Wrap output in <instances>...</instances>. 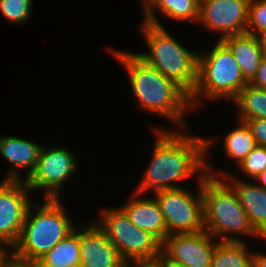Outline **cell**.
Returning a JSON list of instances; mask_svg holds the SVG:
<instances>
[{"instance_id": "1", "label": "cell", "mask_w": 266, "mask_h": 267, "mask_svg": "<svg viewBox=\"0 0 266 267\" xmlns=\"http://www.w3.org/2000/svg\"><path fill=\"white\" fill-rule=\"evenodd\" d=\"M157 131L150 165L135 192L182 188L173 182L185 181L197 173L206 174L207 150L214 143L211 139L184 134L181 130L180 133L169 129Z\"/></svg>"}, {"instance_id": "2", "label": "cell", "mask_w": 266, "mask_h": 267, "mask_svg": "<svg viewBox=\"0 0 266 267\" xmlns=\"http://www.w3.org/2000/svg\"><path fill=\"white\" fill-rule=\"evenodd\" d=\"M110 51L126 68L140 107L184 127V114L192 110L190 96L156 68L146 64L136 53Z\"/></svg>"}, {"instance_id": "3", "label": "cell", "mask_w": 266, "mask_h": 267, "mask_svg": "<svg viewBox=\"0 0 266 267\" xmlns=\"http://www.w3.org/2000/svg\"><path fill=\"white\" fill-rule=\"evenodd\" d=\"M61 202L44 198L42 205H30L19 239L12 252H8L10 261L21 265L35 264L75 229ZM32 207L36 209L35 215L31 213Z\"/></svg>"}, {"instance_id": "4", "label": "cell", "mask_w": 266, "mask_h": 267, "mask_svg": "<svg viewBox=\"0 0 266 267\" xmlns=\"http://www.w3.org/2000/svg\"><path fill=\"white\" fill-rule=\"evenodd\" d=\"M207 158L206 155V174L200 180L205 230L215 239L223 236L219 241H243L233 237L238 233L262 237L251 225L233 187L224 178L211 173L214 169Z\"/></svg>"}, {"instance_id": "5", "label": "cell", "mask_w": 266, "mask_h": 267, "mask_svg": "<svg viewBox=\"0 0 266 267\" xmlns=\"http://www.w3.org/2000/svg\"><path fill=\"white\" fill-rule=\"evenodd\" d=\"M141 26L150 51L136 55L191 96L198 79V53L186 49L164 27L144 21Z\"/></svg>"}, {"instance_id": "6", "label": "cell", "mask_w": 266, "mask_h": 267, "mask_svg": "<svg viewBox=\"0 0 266 267\" xmlns=\"http://www.w3.org/2000/svg\"><path fill=\"white\" fill-rule=\"evenodd\" d=\"M216 43L208 54H198L197 85L190 96L192 109L201 103L202 95L211 100H233L248 84L229 48L221 40Z\"/></svg>"}, {"instance_id": "7", "label": "cell", "mask_w": 266, "mask_h": 267, "mask_svg": "<svg viewBox=\"0 0 266 267\" xmlns=\"http://www.w3.org/2000/svg\"><path fill=\"white\" fill-rule=\"evenodd\" d=\"M100 220L95 223L128 265L155 264L161 259V243L135 226L120 207L103 209Z\"/></svg>"}, {"instance_id": "8", "label": "cell", "mask_w": 266, "mask_h": 267, "mask_svg": "<svg viewBox=\"0 0 266 267\" xmlns=\"http://www.w3.org/2000/svg\"><path fill=\"white\" fill-rule=\"evenodd\" d=\"M204 175H198V193H193L182 188L159 190L154 192V198L163 214L170 234L196 233L204 230L203 200L200 190V180Z\"/></svg>"}, {"instance_id": "9", "label": "cell", "mask_w": 266, "mask_h": 267, "mask_svg": "<svg viewBox=\"0 0 266 267\" xmlns=\"http://www.w3.org/2000/svg\"><path fill=\"white\" fill-rule=\"evenodd\" d=\"M76 155L68 148L42 147L38 162L25 181L31 191L45 190V198L60 199V190L77 167Z\"/></svg>"}, {"instance_id": "10", "label": "cell", "mask_w": 266, "mask_h": 267, "mask_svg": "<svg viewBox=\"0 0 266 267\" xmlns=\"http://www.w3.org/2000/svg\"><path fill=\"white\" fill-rule=\"evenodd\" d=\"M216 243L205 229L170 234L161 243V260L174 267H211Z\"/></svg>"}, {"instance_id": "11", "label": "cell", "mask_w": 266, "mask_h": 267, "mask_svg": "<svg viewBox=\"0 0 266 267\" xmlns=\"http://www.w3.org/2000/svg\"><path fill=\"white\" fill-rule=\"evenodd\" d=\"M30 191L24 180L3 179L0 182V246L5 250L19 239L27 211L33 203Z\"/></svg>"}, {"instance_id": "12", "label": "cell", "mask_w": 266, "mask_h": 267, "mask_svg": "<svg viewBox=\"0 0 266 267\" xmlns=\"http://www.w3.org/2000/svg\"><path fill=\"white\" fill-rule=\"evenodd\" d=\"M250 0H200L199 20L209 30L228 35L246 33Z\"/></svg>"}, {"instance_id": "13", "label": "cell", "mask_w": 266, "mask_h": 267, "mask_svg": "<svg viewBox=\"0 0 266 267\" xmlns=\"http://www.w3.org/2000/svg\"><path fill=\"white\" fill-rule=\"evenodd\" d=\"M81 261L80 267H126L118 250L105 233L92 221L79 230Z\"/></svg>"}, {"instance_id": "14", "label": "cell", "mask_w": 266, "mask_h": 267, "mask_svg": "<svg viewBox=\"0 0 266 267\" xmlns=\"http://www.w3.org/2000/svg\"><path fill=\"white\" fill-rule=\"evenodd\" d=\"M218 174L233 187L251 225L262 238L266 239V190L257 183L240 181L227 172L221 171Z\"/></svg>"}, {"instance_id": "15", "label": "cell", "mask_w": 266, "mask_h": 267, "mask_svg": "<svg viewBox=\"0 0 266 267\" xmlns=\"http://www.w3.org/2000/svg\"><path fill=\"white\" fill-rule=\"evenodd\" d=\"M133 194V197L129 198L130 201L120 208L135 226L149 232L162 243L167 237V228L158 203L154 197L140 198L141 193Z\"/></svg>"}, {"instance_id": "16", "label": "cell", "mask_w": 266, "mask_h": 267, "mask_svg": "<svg viewBox=\"0 0 266 267\" xmlns=\"http://www.w3.org/2000/svg\"><path fill=\"white\" fill-rule=\"evenodd\" d=\"M42 146L23 138L14 136H1L0 135V155L12 165L10 172L6 176L5 180H21L19 178L21 169L27 168L25 179L34 170Z\"/></svg>"}, {"instance_id": "17", "label": "cell", "mask_w": 266, "mask_h": 267, "mask_svg": "<svg viewBox=\"0 0 266 267\" xmlns=\"http://www.w3.org/2000/svg\"><path fill=\"white\" fill-rule=\"evenodd\" d=\"M232 52L242 75L249 83L256 75L262 60L257 36L249 33L228 35L220 39Z\"/></svg>"}, {"instance_id": "18", "label": "cell", "mask_w": 266, "mask_h": 267, "mask_svg": "<svg viewBox=\"0 0 266 267\" xmlns=\"http://www.w3.org/2000/svg\"><path fill=\"white\" fill-rule=\"evenodd\" d=\"M144 22L163 27L155 10L176 21L199 20L200 0H143ZM155 9V10H154Z\"/></svg>"}, {"instance_id": "19", "label": "cell", "mask_w": 266, "mask_h": 267, "mask_svg": "<svg viewBox=\"0 0 266 267\" xmlns=\"http://www.w3.org/2000/svg\"><path fill=\"white\" fill-rule=\"evenodd\" d=\"M75 228L35 264L38 267H80L79 230Z\"/></svg>"}, {"instance_id": "20", "label": "cell", "mask_w": 266, "mask_h": 267, "mask_svg": "<svg viewBox=\"0 0 266 267\" xmlns=\"http://www.w3.org/2000/svg\"><path fill=\"white\" fill-rule=\"evenodd\" d=\"M237 105L241 122L266 119V89L247 84L232 100Z\"/></svg>"}, {"instance_id": "21", "label": "cell", "mask_w": 266, "mask_h": 267, "mask_svg": "<svg viewBox=\"0 0 266 267\" xmlns=\"http://www.w3.org/2000/svg\"><path fill=\"white\" fill-rule=\"evenodd\" d=\"M252 254L244 241L217 239L211 267H251Z\"/></svg>"}, {"instance_id": "22", "label": "cell", "mask_w": 266, "mask_h": 267, "mask_svg": "<svg viewBox=\"0 0 266 267\" xmlns=\"http://www.w3.org/2000/svg\"><path fill=\"white\" fill-rule=\"evenodd\" d=\"M237 128L224 138L226 156L239 163L257 146L249 127L245 122H239Z\"/></svg>"}, {"instance_id": "23", "label": "cell", "mask_w": 266, "mask_h": 267, "mask_svg": "<svg viewBox=\"0 0 266 267\" xmlns=\"http://www.w3.org/2000/svg\"><path fill=\"white\" fill-rule=\"evenodd\" d=\"M32 0H0V12L13 24L24 23L31 14Z\"/></svg>"}, {"instance_id": "24", "label": "cell", "mask_w": 266, "mask_h": 267, "mask_svg": "<svg viewBox=\"0 0 266 267\" xmlns=\"http://www.w3.org/2000/svg\"><path fill=\"white\" fill-rule=\"evenodd\" d=\"M246 33L266 35V0H250Z\"/></svg>"}, {"instance_id": "25", "label": "cell", "mask_w": 266, "mask_h": 267, "mask_svg": "<svg viewBox=\"0 0 266 267\" xmlns=\"http://www.w3.org/2000/svg\"><path fill=\"white\" fill-rule=\"evenodd\" d=\"M238 166L244 174L255 179L266 169V147L256 146Z\"/></svg>"}, {"instance_id": "26", "label": "cell", "mask_w": 266, "mask_h": 267, "mask_svg": "<svg viewBox=\"0 0 266 267\" xmlns=\"http://www.w3.org/2000/svg\"><path fill=\"white\" fill-rule=\"evenodd\" d=\"M245 123L255 138L257 146L266 147V119H249Z\"/></svg>"}, {"instance_id": "27", "label": "cell", "mask_w": 266, "mask_h": 267, "mask_svg": "<svg viewBox=\"0 0 266 267\" xmlns=\"http://www.w3.org/2000/svg\"><path fill=\"white\" fill-rule=\"evenodd\" d=\"M249 84L255 87L266 89V59L262 58L257 73L249 82Z\"/></svg>"}, {"instance_id": "28", "label": "cell", "mask_w": 266, "mask_h": 267, "mask_svg": "<svg viewBox=\"0 0 266 267\" xmlns=\"http://www.w3.org/2000/svg\"><path fill=\"white\" fill-rule=\"evenodd\" d=\"M251 267H266V255L253 253L251 258Z\"/></svg>"}, {"instance_id": "29", "label": "cell", "mask_w": 266, "mask_h": 267, "mask_svg": "<svg viewBox=\"0 0 266 267\" xmlns=\"http://www.w3.org/2000/svg\"><path fill=\"white\" fill-rule=\"evenodd\" d=\"M261 56L266 59V35L257 36Z\"/></svg>"}, {"instance_id": "30", "label": "cell", "mask_w": 266, "mask_h": 267, "mask_svg": "<svg viewBox=\"0 0 266 267\" xmlns=\"http://www.w3.org/2000/svg\"><path fill=\"white\" fill-rule=\"evenodd\" d=\"M257 180V181H256ZM254 181H256L257 182V184L260 186V187H262V188H264L265 190H266V169L262 172V173H260L255 179H254ZM260 183H259V182Z\"/></svg>"}, {"instance_id": "31", "label": "cell", "mask_w": 266, "mask_h": 267, "mask_svg": "<svg viewBox=\"0 0 266 267\" xmlns=\"http://www.w3.org/2000/svg\"><path fill=\"white\" fill-rule=\"evenodd\" d=\"M0 267H29V265H21L7 259Z\"/></svg>"}, {"instance_id": "32", "label": "cell", "mask_w": 266, "mask_h": 267, "mask_svg": "<svg viewBox=\"0 0 266 267\" xmlns=\"http://www.w3.org/2000/svg\"><path fill=\"white\" fill-rule=\"evenodd\" d=\"M8 259V250L0 246V266Z\"/></svg>"}, {"instance_id": "33", "label": "cell", "mask_w": 266, "mask_h": 267, "mask_svg": "<svg viewBox=\"0 0 266 267\" xmlns=\"http://www.w3.org/2000/svg\"><path fill=\"white\" fill-rule=\"evenodd\" d=\"M154 267H174V266H171L165 262H163L161 259L156 262L155 264H152Z\"/></svg>"}, {"instance_id": "34", "label": "cell", "mask_w": 266, "mask_h": 267, "mask_svg": "<svg viewBox=\"0 0 266 267\" xmlns=\"http://www.w3.org/2000/svg\"><path fill=\"white\" fill-rule=\"evenodd\" d=\"M154 267L152 264L127 265L126 267Z\"/></svg>"}, {"instance_id": "35", "label": "cell", "mask_w": 266, "mask_h": 267, "mask_svg": "<svg viewBox=\"0 0 266 267\" xmlns=\"http://www.w3.org/2000/svg\"><path fill=\"white\" fill-rule=\"evenodd\" d=\"M29 267H38L36 264H30Z\"/></svg>"}]
</instances>
